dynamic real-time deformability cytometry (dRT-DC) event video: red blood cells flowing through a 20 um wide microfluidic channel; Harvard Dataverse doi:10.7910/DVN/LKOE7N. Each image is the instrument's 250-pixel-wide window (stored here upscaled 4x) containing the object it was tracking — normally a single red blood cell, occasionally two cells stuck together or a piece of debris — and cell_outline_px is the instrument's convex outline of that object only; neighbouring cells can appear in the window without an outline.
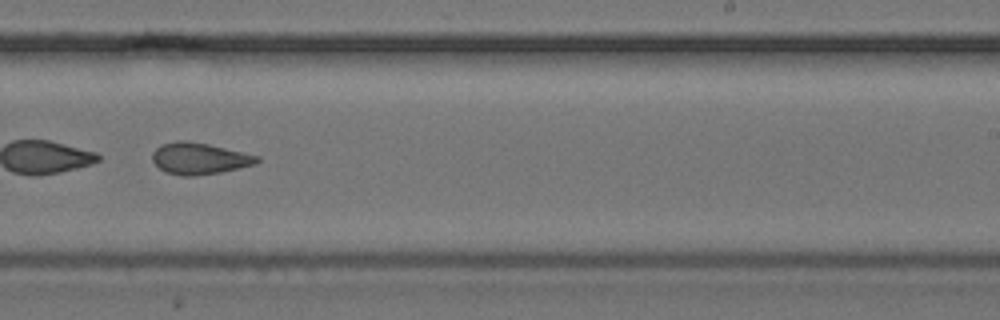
{"species": "common noctule bat (a hibernating species)", "species_latin": "Nyctalus noctula", "temperature_condition": "cold", "stored_images_in_passage": 52, "camera_frame_rate_fps": 3000, "um_per_image_px": 0.085, "animal": {"sex": "female", "body_mass_g": 24.6, "forearm_length_mm": 56.2}, "frame": {"image": 1, "passage_image": 33, "time_ms": 10.667, "image_size_px": [1000, 320], "cell_outline_px": [[260, 160], [256, 164], [240, 168], [220, 172], [192, 176], [180, 176], [164, 172], [152, 160], [152, 152], [160, 144], [176, 140], [188, 140], [208, 144], [260, 156]], "centroid_in_image_um": [16.93, 13.46], "position_along_channel_um": 272.1, "area_um2": 19.42}}